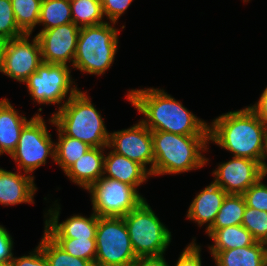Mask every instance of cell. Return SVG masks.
<instances>
[{
    "mask_svg": "<svg viewBox=\"0 0 267 266\" xmlns=\"http://www.w3.org/2000/svg\"><path fill=\"white\" fill-rule=\"evenodd\" d=\"M210 254L216 266H267V244L263 242Z\"/></svg>",
    "mask_w": 267,
    "mask_h": 266,
    "instance_id": "21",
    "label": "cell"
},
{
    "mask_svg": "<svg viewBox=\"0 0 267 266\" xmlns=\"http://www.w3.org/2000/svg\"><path fill=\"white\" fill-rule=\"evenodd\" d=\"M107 148L138 162L153 177L154 147L152 131L140 120L130 128L111 132ZM147 165H149V169Z\"/></svg>",
    "mask_w": 267,
    "mask_h": 266,
    "instance_id": "11",
    "label": "cell"
},
{
    "mask_svg": "<svg viewBox=\"0 0 267 266\" xmlns=\"http://www.w3.org/2000/svg\"><path fill=\"white\" fill-rule=\"evenodd\" d=\"M226 195L227 193L212 181L195 196L187 210L186 218L197 222L199 227L206 224L207 231L213 225Z\"/></svg>",
    "mask_w": 267,
    "mask_h": 266,
    "instance_id": "17",
    "label": "cell"
},
{
    "mask_svg": "<svg viewBox=\"0 0 267 266\" xmlns=\"http://www.w3.org/2000/svg\"><path fill=\"white\" fill-rule=\"evenodd\" d=\"M51 137L42 115L34 114L23 127L17 147L10 155L18 165V170L31 174L45 165L48 157L55 161V142Z\"/></svg>",
    "mask_w": 267,
    "mask_h": 266,
    "instance_id": "8",
    "label": "cell"
},
{
    "mask_svg": "<svg viewBox=\"0 0 267 266\" xmlns=\"http://www.w3.org/2000/svg\"><path fill=\"white\" fill-rule=\"evenodd\" d=\"M31 34L6 40L3 74L24 83V81L42 64L40 42Z\"/></svg>",
    "mask_w": 267,
    "mask_h": 266,
    "instance_id": "12",
    "label": "cell"
},
{
    "mask_svg": "<svg viewBox=\"0 0 267 266\" xmlns=\"http://www.w3.org/2000/svg\"><path fill=\"white\" fill-rule=\"evenodd\" d=\"M257 242L267 244V212L246 206L241 224Z\"/></svg>",
    "mask_w": 267,
    "mask_h": 266,
    "instance_id": "30",
    "label": "cell"
},
{
    "mask_svg": "<svg viewBox=\"0 0 267 266\" xmlns=\"http://www.w3.org/2000/svg\"><path fill=\"white\" fill-rule=\"evenodd\" d=\"M32 174L11 172L0 167V204L13 206L21 203L34 204L37 192Z\"/></svg>",
    "mask_w": 267,
    "mask_h": 266,
    "instance_id": "16",
    "label": "cell"
},
{
    "mask_svg": "<svg viewBox=\"0 0 267 266\" xmlns=\"http://www.w3.org/2000/svg\"><path fill=\"white\" fill-rule=\"evenodd\" d=\"M127 100L144 118L141 122L151 131L177 135H209V123L189 111L163 89H131Z\"/></svg>",
    "mask_w": 267,
    "mask_h": 266,
    "instance_id": "1",
    "label": "cell"
},
{
    "mask_svg": "<svg viewBox=\"0 0 267 266\" xmlns=\"http://www.w3.org/2000/svg\"><path fill=\"white\" fill-rule=\"evenodd\" d=\"M0 266H15V264L13 263V260H11L8 262L0 263Z\"/></svg>",
    "mask_w": 267,
    "mask_h": 266,
    "instance_id": "41",
    "label": "cell"
},
{
    "mask_svg": "<svg viewBox=\"0 0 267 266\" xmlns=\"http://www.w3.org/2000/svg\"><path fill=\"white\" fill-rule=\"evenodd\" d=\"M95 240V264H130L137 258L123 217H98Z\"/></svg>",
    "mask_w": 267,
    "mask_h": 266,
    "instance_id": "10",
    "label": "cell"
},
{
    "mask_svg": "<svg viewBox=\"0 0 267 266\" xmlns=\"http://www.w3.org/2000/svg\"><path fill=\"white\" fill-rule=\"evenodd\" d=\"M70 0H42L38 25L43 24L40 31L71 23Z\"/></svg>",
    "mask_w": 267,
    "mask_h": 266,
    "instance_id": "24",
    "label": "cell"
},
{
    "mask_svg": "<svg viewBox=\"0 0 267 266\" xmlns=\"http://www.w3.org/2000/svg\"><path fill=\"white\" fill-rule=\"evenodd\" d=\"M24 83L34 103L58 104L57 110L61 109L79 90L72 80L71 68L63 64L42 62L36 72L32 73ZM65 97L68 98L65 99Z\"/></svg>",
    "mask_w": 267,
    "mask_h": 266,
    "instance_id": "7",
    "label": "cell"
},
{
    "mask_svg": "<svg viewBox=\"0 0 267 266\" xmlns=\"http://www.w3.org/2000/svg\"><path fill=\"white\" fill-rule=\"evenodd\" d=\"M13 239L9 231L0 225V263L8 262L13 259Z\"/></svg>",
    "mask_w": 267,
    "mask_h": 266,
    "instance_id": "36",
    "label": "cell"
},
{
    "mask_svg": "<svg viewBox=\"0 0 267 266\" xmlns=\"http://www.w3.org/2000/svg\"><path fill=\"white\" fill-rule=\"evenodd\" d=\"M132 266H169L163 255L137 257Z\"/></svg>",
    "mask_w": 267,
    "mask_h": 266,
    "instance_id": "38",
    "label": "cell"
},
{
    "mask_svg": "<svg viewBox=\"0 0 267 266\" xmlns=\"http://www.w3.org/2000/svg\"><path fill=\"white\" fill-rule=\"evenodd\" d=\"M123 218L136 257L165 254L172 240L171 232L155 215L146 199Z\"/></svg>",
    "mask_w": 267,
    "mask_h": 266,
    "instance_id": "6",
    "label": "cell"
},
{
    "mask_svg": "<svg viewBox=\"0 0 267 266\" xmlns=\"http://www.w3.org/2000/svg\"><path fill=\"white\" fill-rule=\"evenodd\" d=\"M60 210V205L54 203L53 208L50 207L44 214V232L50 238L95 239L99 217L97 214L92 212L90 217L74 214L59 223Z\"/></svg>",
    "mask_w": 267,
    "mask_h": 266,
    "instance_id": "15",
    "label": "cell"
},
{
    "mask_svg": "<svg viewBox=\"0 0 267 266\" xmlns=\"http://www.w3.org/2000/svg\"><path fill=\"white\" fill-rule=\"evenodd\" d=\"M267 128V86L263 90L259 100L253 105L248 106Z\"/></svg>",
    "mask_w": 267,
    "mask_h": 266,
    "instance_id": "37",
    "label": "cell"
},
{
    "mask_svg": "<svg viewBox=\"0 0 267 266\" xmlns=\"http://www.w3.org/2000/svg\"><path fill=\"white\" fill-rule=\"evenodd\" d=\"M206 234L213 240L208 246L210 251L230 250L255 244L253 235L242 225H234L217 230H207Z\"/></svg>",
    "mask_w": 267,
    "mask_h": 266,
    "instance_id": "22",
    "label": "cell"
},
{
    "mask_svg": "<svg viewBox=\"0 0 267 266\" xmlns=\"http://www.w3.org/2000/svg\"><path fill=\"white\" fill-rule=\"evenodd\" d=\"M154 147L153 176L181 174L204 167L209 159V135H177L152 131Z\"/></svg>",
    "mask_w": 267,
    "mask_h": 266,
    "instance_id": "3",
    "label": "cell"
},
{
    "mask_svg": "<svg viewBox=\"0 0 267 266\" xmlns=\"http://www.w3.org/2000/svg\"><path fill=\"white\" fill-rule=\"evenodd\" d=\"M49 263V266H94L95 263L71 256L60 248L45 232L38 244Z\"/></svg>",
    "mask_w": 267,
    "mask_h": 266,
    "instance_id": "28",
    "label": "cell"
},
{
    "mask_svg": "<svg viewBox=\"0 0 267 266\" xmlns=\"http://www.w3.org/2000/svg\"><path fill=\"white\" fill-rule=\"evenodd\" d=\"M210 141L228 150L232 156L263 164L267 150V128L249 107H245L216 117L209 124Z\"/></svg>",
    "mask_w": 267,
    "mask_h": 266,
    "instance_id": "2",
    "label": "cell"
},
{
    "mask_svg": "<svg viewBox=\"0 0 267 266\" xmlns=\"http://www.w3.org/2000/svg\"><path fill=\"white\" fill-rule=\"evenodd\" d=\"M55 125L66 135L91 147H107L110 132L87 92L78 90L52 114Z\"/></svg>",
    "mask_w": 267,
    "mask_h": 266,
    "instance_id": "4",
    "label": "cell"
},
{
    "mask_svg": "<svg viewBox=\"0 0 267 266\" xmlns=\"http://www.w3.org/2000/svg\"><path fill=\"white\" fill-rule=\"evenodd\" d=\"M6 40H0V72L3 73Z\"/></svg>",
    "mask_w": 267,
    "mask_h": 266,
    "instance_id": "39",
    "label": "cell"
},
{
    "mask_svg": "<svg viewBox=\"0 0 267 266\" xmlns=\"http://www.w3.org/2000/svg\"><path fill=\"white\" fill-rule=\"evenodd\" d=\"M133 0H101L102 11L106 20L117 23L118 19L125 13Z\"/></svg>",
    "mask_w": 267,
    "mask_h": 266,
    "instance_id": "33",
    "label": "cell"
},
{
    "mask_svg": "<svg viewBox=\"0 0 267 266\" xmlns=\"http://www.w3.org/2000/svg\"><path fill=\"white\" fill-rule=\"evenodd\" d=\"M245 209L246 204L242 194H227L213 225L208 230L241 225Z\"/></svg>",
    "mask_w": 267,
    "mask_h": 266,
    "instance_id": "25",
    "label": "cell"
},
{
    "mask_svg": "<svg viewBox=\"0 0 267 266\" xmlns=\"http://www.w3.org/2000/svg\"><path fill=\"white\" fill-rule=\"evenodd\" d=\"M79 31L80 28L71 22L37 33L42 61L73 66Z\"/></svg>",
    "mask_w": 267,
    "mask_h": 266,
    "instance_id": "13",
    "label": "cell"
},
{
    "mask_svg": "<svg viewBox=\"0 0 267 266\" xmlns=\"http://www.w3.org/2000/svg\"><path fill=\"white\" fill-rule=\"evenodd\" d=\"M56 127L58 142L55 143V163L65 172L78 158L91 148L87 143L66 136L54 123L53 116L48 120Z\"/></svg>",
    "mask_w": 267,
    "mask_h": 266,
    "instance_id": "23",
    "label": "cell"
},
{
    "mask_svg": "<svg viewBox=\"0 0 267 266\" xmlns=\"http://www.w3.org/2000/svg\"><path fill=\"white\" fill-rule=\"evenodd\" d=\"M24 34L15 21L11 0H0V40H10Z\"/></svg>",
    "mask_w": 267,
    "mask_h": 266,
    "instance_id": "31",
    "label": "cell"
},
{
    "mask_svg": "<svg viewBox=\"0 0 267 266\" xmlns=\"http://www.w3.org/2000/svg\"><path fill=\"white\" fill-rule=\"evenodd\" d=\"M13 263L15 266H49V263L42 251V248L38 245L29 255L21 257H13Z\"/></svg>",
    "mask_w": 267,
    "mask_h": 266,
    "instance_id": "35",
    "label": "cell"
},
{
    "mask_svg": "<svg viewBox=\"0 0 267 266\" xmlns=\"http://www.w3.org/2000/svg\"><path fill=\"white\" fill-rule=\"evenodd\" d=\"M94 266H132V263H130V264H121V265H103V264H95Z\"/></svg>",
    "mask_w": 267,
    "mask_h": 266,
    "instance_id": "42",
    "label": "cell"
},
{
    "mask_svg": "<svg viewBox=\"0 0 267 266\" xmlns=\"http://www.w3.org/2000/svg\"><path fill=\"white\" fill-rule=\"evenodd\" d=\"M266 159H267V150H266V155H265V158H264V162L262 164L263 177H267V163L265 161Z\"/></svg>",
    "mask_w": 267,
    "mask_h": 266,
    "instance_id": "40",
    "label": "cell"
},
{
    "mask_svg": "<svg viewBox=\"0 0 267 266\" xmlns=\"http://www.w3.org/2000/svg\"><path fill=\"white\" fill-rule=\"evenodd\" d=\"M42 0H11L15 21L25 33L31 34L38 25Z\"/></svg>",
    "mask_w": 267,
    "mask_h": 266,
    "instance_id": "27",
    "label": "cell"
},
{
    "mask_svg": "<svg viewBox=\"0 0 267 266\" xmlns=\"http://www.w3.org/2000/svg\"><path fill=\"white\" fill-rule=\"evenodd\" d=\"M87 190L99 217H123L145 199L134 186L104 176Z\"/></svg>",
    "mask_w": 267,
    "mask_h": 266,
    "instance_id": "9",
    "label": "cell"
},
{
    "mask_svg": "<svg viewBox=\"0 0 267 266\" xmlns=\"http://www.w3.org/2000/svg\"><path fill=\"white\" fill-rule=\"evenodd\" d=\"M265 177H261L249 187L243 194L246 206L267 212V185L263 183Z\"/></svg>",
    "mask_w": 267,
    "mask_h": 266,
    "instance_id": "32",
    "label": "cell"
},
{
    "mask_svg": "<svg viewBox=\"0 0 267 266\" xmlns=\"http://www.w3.org/2000/svg\"><path fill=\"white\" fill-rule=\"evenodd\" d=\"M195 241L193 238L192 242L184 248L175 266H202L201 246Z\"/></svg>",
    "mask_w": 267,
    "mask_h": 266,
    "instance_id": "34",
    "label": "cell"
},
{
    "mask_svg": "<svg viewBox=\"0 0 267 266\" xmlns=\"http://www.w3.org/2000/svg\"><path fill=\"white\" fill-rule=\"evenodd\" d=\"M103 176L137 187L148 181L150 173L138 162L130 160L112 149L105 153Z\"/></svg>",
    "mask_w": 267,
    "mask_h": 266,
    "instance_id": "19",
    "label": "cell"
},
{
    "mask_svg": "<svg viewBox=\"0 0 267 266\" xmlns=\"http://www.w3.org/2000/svg\"><path fill=\"white\" fill-rule=\"evenodd\" d=\"M108 21L80 28L72 68L103 75L112 66L118 50L119 29Z\"/></svg>",
    "mask_w": 267,
    "mask_h": 266,
    "instance_id": "5",
    "label": "cell"
},
{
    "mask_svg": "<svg viewBox=\"0 0 267 266\" xmlns=\"http://www.w3.org/2000/svg\"><path fill=\"white\" fill-rule=\"evenodd\" d=\"M107 147H91L76 160L64 174L79 187L87 189L94 184L104 172V150Z\"/></svg>",
    "mask_w": 267,
    "mask_h": 266,
    "instance_id": "18",
    "label": "cell"
},
{
    "mask_svg": "<svg viewBox=\"0 0 267 266\" xmlns=\"http://www.w3.org/2000/svg\"><path fill=\"white\" fill-rule=\"evenodd\" d=\"M31 119L19 114L7 98L0 100V156L14 152L23 127Z\"/></svg>",
    "mask_w": 267,
    "mask_h": 266,
    "instance_id": "20",
    "label": "cell"
},
{
    "mask_svg": "<svg viewBox=\"0 0 267 266\" xmlns=\"http://www.w3.org/2000/svg\"><path fill=\"white\" fill-rule=\"evenodd\" d=\"M70 7L72 21L79 28L106 22L101 0H70Z\"/></svg>",
    "mask_w": 267,
    "mask_h": 266,
    "instance_id": "26",
    "label": "cell"
},
{
    "mask_svg": "<svg viewBox=\"0 0 267 266\" xmlns=\"http://www.w3.org/2000/svg\"><path fill=\"white\" fill-rule=\"evenodd\" d=\"M60 248L71 256L92 261L96 258V240L95 239H77V238H51Z\"/></svg>",
    "mask_w": 267,
    "mask_h": 266,
    "instance_id": "29",
    "label": "cell"
},
{
    "mask_svg": "<svg viewBox=\"0 0 267 266\" xmlns=\"http://www.w3.org/2000/svg\"><path fill=\"white\" fill-rule=\"evenodd\" d=\"M214 183L227 194H243L262 176V164L258 161L232 156L227 162L218 164L212 172Z\"/></svg>",
    "mask_w": 267,
    "mask_h": 266,
    "instance_id": "14",
    "label": "cell"
}]
</instances>
